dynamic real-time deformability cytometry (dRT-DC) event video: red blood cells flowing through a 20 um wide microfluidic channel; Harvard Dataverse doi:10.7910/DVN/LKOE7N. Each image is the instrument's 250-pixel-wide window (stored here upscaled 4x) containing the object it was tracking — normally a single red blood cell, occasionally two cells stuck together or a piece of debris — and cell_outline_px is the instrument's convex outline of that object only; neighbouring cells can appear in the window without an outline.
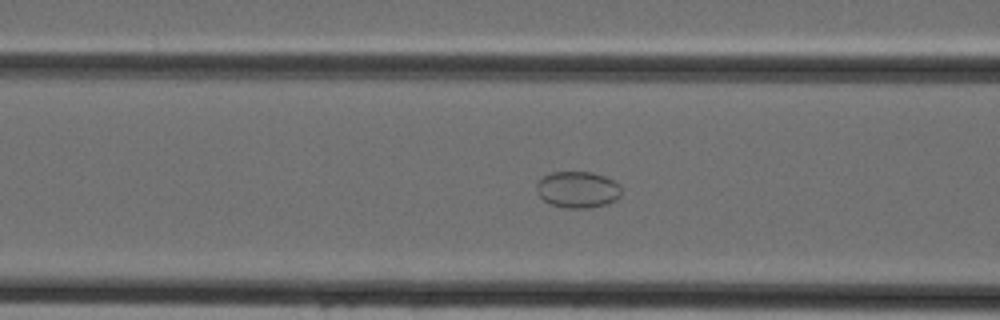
{"species": "Egyptian fruit bat (a non-hibernating species)", "species_latin": "Rousettus aegyptiacus", "temperature_condition": "cold", "stored_images_in_passage": 32, "camera_frame_rate_fps": 3000, "um_per_image_px": 0.085, "animal": {"sex": "female"}, "frame": {"image": 1, "passage_image": 8, "time_ms": 2.333, "image_size_px": [1000, 320], "cell_outline_px": [[620, 196], [616, 200], [608, 204], [588, 208], [568, 208], [552, 204], [544, 200], [536, 192], [536, 184], [544, 176], [552, 172], [592, 172], [604, 176], [620, 184]], "centroid_in_image_um": [49.11, 16.12], "position_along_channel_um": 117.5, "area_um2": 17.98}}
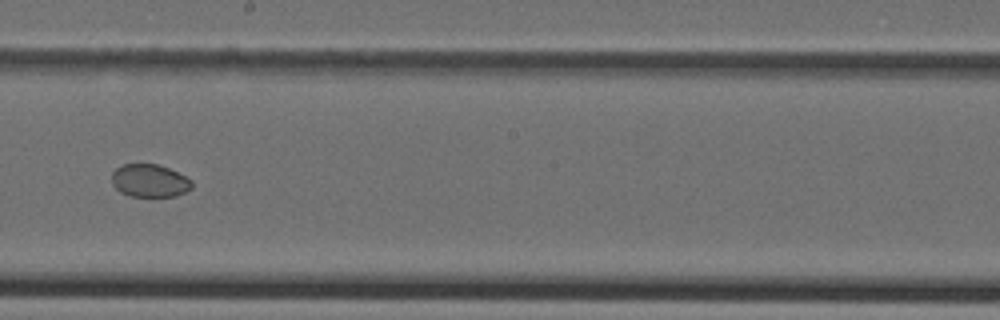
{"frame": {"image": 2, "passage_image": 16, "time_ms": 5.0, "image_size_px": [1000, 320], "cell_outline_px": [[192, 188], [176, 196], [128, 196], [120, 192], [112, 184], [112, 172], [116, 168], [124, 164], [156, 164], [168, 168], [192, 180]], "centroid_in_image_um": [12.7, 15.36], "position_along_channel_um": 235.5, "area_um2": 15.26}}
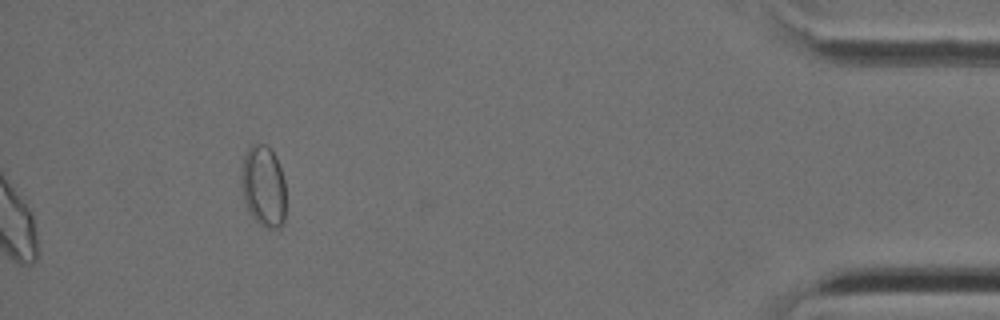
{"frame": {"image": 3, "passage_image": 32, "time_ms": 10.333, "image_size_px": [1000, 320], "cell_outline_px": [[284, 220], [280, 228], [268, 228], [260, 224], [248, 212], [244, 200], [240, 180], [240, 172], [244, 156], [248, 148], [252, 144], [264, 144], [276, 156], [284, 180]], "centroid_in_image_um": [22.36, 15.83], "position_along_channel_um": 412.8, "area_um2": 21.1}}